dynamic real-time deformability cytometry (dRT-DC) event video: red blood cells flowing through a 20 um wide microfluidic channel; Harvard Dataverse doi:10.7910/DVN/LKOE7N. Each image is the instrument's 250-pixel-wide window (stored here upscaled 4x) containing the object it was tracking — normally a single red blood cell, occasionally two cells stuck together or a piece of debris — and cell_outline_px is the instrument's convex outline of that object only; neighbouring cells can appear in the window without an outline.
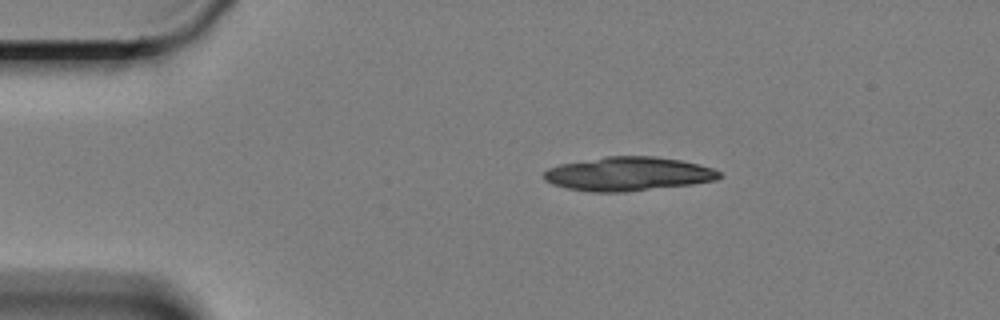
{"species": "Egyptian fruit bat (a non-hibernating species)", "species_latin": "Rousettus aegyptiacus", "temperature_condition": "cold", "stored_images_in_passage": 15, "camera_frame_rate_fps": 3000, "um_per_image_px": 0.085, "animal": {"sex": "female"}, "frame": {"image": 1, "passage_image": 1, "time_ms": 0.0, "image_size_px": [1000, 320], "cell_outline_px": [[724, 176], [716, 180], [692, 184], [624, 192], [592, 192], [568, 188], [552, 184], [544, 180], [544, 172], [548, 168], [560, 164], [604, 156], [652, 156], [680, 160], [700, 164], [712, 168], [720, 172]], "centroid_in_image_um": [53.4, 14.78], "position_along_channel_um": 31.6, "area_um2": 34.68}}